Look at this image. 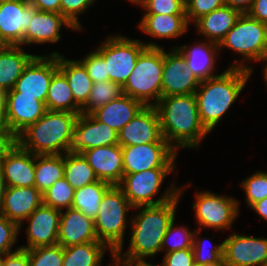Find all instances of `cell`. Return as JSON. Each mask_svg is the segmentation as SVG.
Here are the masks:
<instances>
[{
    "mask_svg": "<svg viewBox=\"0 0 267 266\" xmlns=\"http://www.w3.org/2000/svg\"><path fill=\"white\" fill-rule=\"evenodd\" d=\"M176 218L170 223L167 232L165 233L162 245L161 253L173 252L181 249H192L195 231L191 230L186 225L175 226Z\"/></svg>",
    "mask_w": 267,
    "mask_h": 266,
    "instance_id": "37",
    "label": "cell"
},
{
    "mask_svg": "<svg viewBox=\"0 0 267 266\" xmlns=\"http://www.w3.org/2000/svg\"><path fill=\"white\" fill-rule=\"evenodd\" d=\"M240 201L232 196L219 195L212 191H197L192 208L195 211L197 229L228 231L240 215Z\"/></svg>",
    "mask_w": 267,
    "mask_h": 266,
    "instance_id": "10",
    "label": "cell"
},
{
    "mask_svg": "<svg viewBox=\"0 0 267 266\" xmlns=\"http://www.w3.org/2000/svg\"><path fill=\"white\" fill-rule=\"evenodd\" d=\"M96 0H60V14L64 16L78 31H83V25L78 16L94 6ZM86 10V11H85Z\"/></svg>",
    "mask_w": 267,
    "mask_h": 266,
    "instance_id": "43",
    "label": "cell"
},
{
    "mask_svg": "<svg viewBox=\"0 0 267 266\" xmlns=\"http://www.w3.org/2000/svg\"><path fill=\"white\" fill-rule=\"evenodd\" d=\"M80 59L79 61L84 65L87 74L94 83L109 80L106 61L96 49H92L84 58Z\"/></svg>",
    "mask_w": 267,
    "mask_h": 266,
    "instance_id": "44",
    "label": "cell"
},
{
    "mask_svg": "<svg viewBox=\"0 0 267 266\" xmlns=\"http://www.w3.org/2000/svg\"><path fill=\"white\" fill-rule=\"evenodd\" d=\"M16 143L17 137L12 132L0 133V163Z\"/></svg>",
    "mask_w": 267,
    "mask_h": 266,
    "instance_id": "50",
    "label": "cell"
},
{
    "mask_svg": "<svg viewBox=\"0 0 267 266\" xmlns=\"http://www.w3.org/2000/svg\"><path fill=\"white\" fill-rule=\"evenodd\" d=\"M63 247L59 244L28 249L30 266H63Z\"/></svg>",
    "mask_w": 267,
    "mask_h": 266,
    "instance_id": "41",
    "label": "cell"
},
{
    "mask_svg": "<svg viewBox=\"0 0 267 266\" xmlns=\"http://www.w3.org/2000/svg\"><path fill=\"white\" fill-rule=\"evenodd\" d=\"M231 49L241 59H233L229 67L243 68L254 72L253 65L248 63L264 62L267 59V24L250 17L247 13L241 14L234 26L228 31L219 43L222 49ZM244 60V61H243ZM246 61V62H245Z\"/></svg>",
    "mask_w": 267,
    "mask_h": 266,
    "instance_id": "5",
    "label": "cell"
},
{
    "mask_svg": "<svg viewBox=\"0 0 267 266\" xmlns=\"http://www.w3.org/2000/svg\"><path fill=\"white\" fill-rule=\"evenodd\" d=\"M254 0H224V4L238 10L241 14L247 13Z\"/></svg>",
    "mask_w": 267,
    "mask_h": 266,
    "instance_id": "52",
    "label": "cell"
},
{
    "mask_svg": "<svg viewBox=\"0 0 267 266\" xmlns=\"http://www.w3.org/2000/svg\"><path fill=\"white\" fill-rule=\"evenodd\" d=\"M4 98H5V93L0 89V102L5 101Z\"/></svg>",
    "mask_w": 267,
    "mask_h": 266,
    "instance_id": "60",
    "label": "cell"
},
{
    "mask_svg": "<svg viewBox=\"0 0 267 266\" xmlns=\"http://www.w3.org/2000/svg\"><path fill=\"white\" fill-rule=\"evenodd\" d=\"M64 178L75 190L99 180L93 168L79 153L64 154Z\"/></svg>",
    "mask_w": 267,
    "mask_h": 266,
    "instance_id": "35",
    "label": "cell"
},
{
    "mask_svg": "<svg viewBox=\"0 0 267 266\" xmlns=\"http://www.w3.org/2000/svg\"><path fill=\"white\" fill-rule=\"evenodd\" d=\"M0 266H3V264H2V257H0Z\"/></svg>",
    "mask_w": 267,
    "mask_h": 266,
    "instance_id": "61",
    "label": "cell"
},
{
    "mask_svg": "<svg viewBox=\"0 0 267 266\" xmlns=\"http://www.w3.org/2000/svg\"><path fill=\"white\" fill-rule=\"evenodd\" d=\"M123 95V87L110 80L93 83L89 99L81 108V114H92L98 108Z\"/></svg>",
    "mask_w": 267,
    "mask_h": 266,
    "instance_id": "36",
    "label": "cell"
},
{
    "mask_svg": "<svg viewBox=\"0 0 267 266\" xmlns=\"http://www.w3.org/2000/svg\"><path fill=\"white\" fill-rule=\"evenodd\" d=\"M58 54V69L66 76L75 102L82 108L88 101L93 81L87 74L84 65L78 59H67L58 51L49 52V55Z\"/></svg>",
    "mask_w": 267,
    "mask_h": 266,
    "instance_id": "30",
    "label": "cell"
},
{
    "mask_svg": "<svg viewBox=\"0 0 267 266\" xmlns=\"http://www.w3.org/2000/svg\"><path fill=\"white\" fill-rule=\"evenodd\" d=\"M262 77L264 78V82H265V85L267 87V59L265 61V63L262 65Z\"/></svg>",
    "mask_w": 267,
    "mask_h": 266,
    "instance_id": "59",
    "label": "cell"
},
{
    "mask_svg": "<svg viewBox=\"0 0 267 266\" xmlns=\"http://www.w3.org/2000/svg\"><path fill=\"white\" fill-rule=\"evenodd\" d=\"M244 191L246 205L250 208L254 203L267 198V172L257 170L240 181Z\"/></svg>",
    "mask_w": 267,
    "mask_h": 266,
    "instance_id": "40",
    "label": "cell"
},
{
    "mask_svg": "<svg viewBox=\"0 0 267 266\" xmlns=\"http://www.w3.org/2000/svg\"><path fill=\"white\" fill-rule=\"evenodd\" d=\"M147 143H168L162 137L160 118L155 106H144L118 132V144L120 146H133Z\"/></svg>",
    "mask_w": 267,
    "mask_h": 266,
    "instance_id": "18",
    "label": "cell"
},
{
    "mask_svg": "<svg viewBox=\"0 0 267 266\" xmlns=\"http://www.w3.org/2000/svg\"><path fill=\"white\" fill-rule=\"evenodd\" d=\"M19 233V226L0 214V257L15 251Z\"/></svg>",
    "mask_w": 267,
    "mask_h": 266,
    "instance_id": "46",
    "label": "cell"
},
{
    "mask_svg": "<svg viewBox=\"0 0 267 266\" xmlns=\"http://www.w3.org/2000/svg\"><path fill=\"white\" fill-rule=\"evenodd\" d=\"M194 266H227L224 257L219 258L217 261L209 262L204 265L195 264Z\"/></svg>",
    "mask_w": 267,
    "mask_h": 266,
    "instance_id": "57",
    "label": "cell"
},
{
    "mask_svg": "<svg viewBox=\"0 0 267 266\" xmlns=\"http://www.w3.org/2000/svg\"><path fill=\"white\" fill-rule=\"evenodd\" d=\"M6 187H33L35 183V155L18 143L0 163Z\"/></svg>",
    "mask_w": 267,
    "mask_h": 266,
    "instance_id": "23",
    "label": "cell"
},
{
    "mask_svg": "<svg viewBox=\"0 0 267 266\" xmlns=\"http://www.w3.org/2000/svg\"><path fill=\"white\" fill-rule=\"evenodd\" d=\"M162 266H194L192 249H181L164 254Z\"/></svg>",
    "mask_w": 267,
    "mask_h": 266,
    "instance_id": "47",
    "label": "cell"
},
{
    "mask_svg": "<svg viewBox=\"0 0 267 266\" xmlns=\"http://www.w3.org/2000/svg\"><path fill=\"white\" fill-rule=\"evenodd\" d=\"M148 260H133V261H123L127 266H162V264H155L152 261L149 263Z\"/></svg>",
    "mask_w": 267,
    "mask_h": 266,
    "instance_id": "55",
    "label": "cell"
},
{
    "mask_svg": "<svg viewBox=\"0 0 267 266\" xmlns=\"http://www.w3.org/2000/svg\"><path fill=\"white\" fill-rule=\"evenodd\" d=\"M223 5L224 0H186L185 14L189 25Z\"/></svg>",
    "mask_w": 267,
    "mask_h": 266,
    "instance_id": "45",
    "label": "cell"
},
{
    "mask_svg": "<svg viewBox=\"0 0 267 266\" xmlns=\"http://www.w3.org/2000/svg\"><path fill=\"white\" fill-rule=\"evenodd\" d=\"M1 132H11L6 117L5 101L0 102V133Z\"/></svg>",
    "mask_w": 267,
    "mask_h": 266,
    "instance_id": "54",
    "label": "cell"
},
{
    "mask_svg": "<svg viewBox=\"0 0 267 266\" xmlns=\"http://www.w3.org/2000/svg\"><path fill=\"white\" fill-rule=\"evenodd\" d=\"M171 48H176L183 55L186 66L200 82L220 75L215 72L217 59L220 58L219 44L200 39L196 43L193 41V45H175Z\"/></svg>",
    "mask_w": 267,
    "mask_h": 266,
    "instance_id": "21",
    "label": "cell"
},
{
    "mask_svg": "<svg viewBox=\"0 0 267 266\" xmlns=\"http://www.w3.org/2000/svg\"><path fill=\"white\" fill-rule=\"evenodd\" d=\"M43 195L35 187H6L0 214L20 226L39 206Z\"/></svg>",
    "mask_w": 267,
    "mask_h": 266,
    "instance_id": "25",
    "label": "cell"
},
{
    "mask_svg": "<svg viewBox=\"0 0 267 266\" xmlns=\"http://www.w3.org/2000/svg\"><path fill=\"white\" fill-rule=\"evenodd\" d=\"M131 210L133 207L118 185H112L105 192L94 225L98 240L114 253L124 248L125 235H129L125 232L131 222V216H127Z\"/></svg>",
    "mask_w": 267,
    "mask_h": 266,
    "instance_id": "6",
    "label": "cell"
},
{
    "mask_svg": "<svg viewBox=\"0 0 267 266\" xmlns=\"http://www.w3.org/2000/svg\"><path fill=\"white\" fill-rule=\"evenodd\" d=\"M162 137L178 152L198 149L209 132L199 118L194 93L162 97L155 105Z\"/></svg>",
    "mask_w": 267,
    "mask_h": 266,
    "instance_id": "2",
    "label": "cell"
},
{
    "mask_svg": "<svg viewBox=\"0 0 267 266\" xmlns=\"http://www.w3.org/2000/svg\"><path fill=\"white\" fill-rule=\"evenodd\" d=\"M77 113L49 111L17 136V143L34 155L65 154Z\"/></svg>",
    "mask_w": 267,
    "mask_h": 266,
    "instance_id": "4",
    "label": "cell"
},
{
    "mask_svg": "<svg viewBox=\"0 0 267 266\" xmlns=\"http://www.w3.org/2000/svg\"><path fill=\"white\" fill-rule=\"evenodd\" d=\"M162 97L195 93L200 81L185 64V58L176 49L163 48Z\"/></svg>",
    "mask_w": 267,
    "mask_h": 266,
    "instance_id": "14",
    "label": "cell"
},
{
    "mask_svg": "<svg viewBox=\"0 0 267 266\" xmlns=\"http://www.w3.org/2000/svg\"><path fill=\"white\" fill-rule=\"evenodd\" d=\"M4 100L7 122L16 137L47 111L45 103L36 99V96L22 95L20 92H5Z\"/></svg>",
    "mask_w": 267,
    "mask_h": 266,
    "instance_id": "19",
    "label": "cell"
},
{
    "mask_svg": "<svg viewBox=\"0 0 267 266\" xmlns=\"http://www.w3.org/2000/svg\"><path fill=\"white\" fill-rule=\"evenodd\" d=\"M57 70L58 54H38L24 68L14 88L7 92H20L22 95L36 96V99L45 103L52 76Z\"/></svg>",
    "mask_w": 267,
    "mask_h": 266,
    "instance_id": "13",
    "label": "cell"
},
{
    "mask_svg": "<svg viewBox=\"0 0 267 266\" xmlns=\"http://www.w3.org/2000/svg\"><path fill=\"white\" fill-rule=\"evenodd\" d=\"M46 109L49 111L81 113V107L75 102L66 76L58 69L52 76L47 91Z\"/></svg>",
    "mask_w": 267,
    "mask_h": 266,
    "instance_id": "32",
    "label": "cell"
},
{
    "mask_svg": "<svg viewBox=\"0 0 267 266\" xmlns=\"http://www.w3.org/2000/svg\"><path fill=\"white\" fill-rule=\"evenodd\" d=\"M62 178H64V154L35 155L34 186L41 193Z\"/></svg>",
    "mask_w": 267,
    "mask_h": 266,
    "instance_id": "33",
    "label": "cell"
},
{
    "mask_svg": "<svg viewBox=\"0 0 267 266\" xmlns=\"http://www.w3.org/2000/svg\"><path fill=\"white\" fill-rule=\"evenodd\" d=\"M6 1H9V0H0V3L6 2Z\"/></svg>",
    "mask_w": 267,
    "mask_h": 266,
    "instance_id": "62",
    "label": "cell"
},
{
    "mask_svg": "<svg viewBox=\"0 0 267 266\" xmlns=\"http://www.w3.org/2000/svg\"><path fill=\"white\" fill-rule=\"evenodd\" d=\"M118 144V132L98 121L92 114H79L71 130L67 153Z\"/></svg>",
    "mask_w": 267,
    "mask_h": 266,
    "instance_id": "12",
    "label": "cell"
},
{
    "mask_svg": "<svg viewBox=\"0 0 267 266\" xmlns=\"http://www.w3.org/2000/svg\"><path fill=\"white\" fill-rule=\"evenodd\" d=\"M2 264L3 266H30L28 250L16 247L15 251L2 256Z\"/></svg>",
    "mask_w": 267,
    "mask_h": 266,
    "instance_id": "48",
    "label": "cell"
},
{
    "mask_svg": "<svg viewBox=\"0 0 267 266\" xmlns=\"http://www.w3.org/2000/svg\"><path fill=\"white\" fill-rule=\"evenodd\" d=\"M87 242H100L95 231L94 219L72 207L61 210L58 244L65 248Z\"/></svg>",
    "mask_w": 267,
    "mask_h": 266,
    "instance_id": "24",
    "label": "cell"
},
{
    "mask_svg": "<svg viewBox=\"0 0 267 266\" xmlns=\"http://www.w3.org/2000/svg\"><path fill=\"white\" fill-rule=\"evenodd\" d=\"M35 56L20 45H3L0 48V89L4 93L14 88L24 68Z\"/></svg>",
    "mask_w": 267,
    "mask_h": 266,
    "instance_id": "27",
    "label": "cell"
},
{
    "mask_svg": "<svg viewBox=\"0 0 267 266\" xmlns=\"http://www.w3.org/2000/svg\"><path fill=\"white\" fill-rule=\"evenodd\" d=\"M163 48L153 41L145 43L140 39L108 35L96 50L104 57L109 80L122 87L127 82L140 53L146 48Z\"/></svg>",
    "mask_w": 267,
    "mask_h": 266,
    "instance_id": "9",
    "label": "cell"
},
{
    "mask_svg": "<svg viewBox=\"0 0 267 266\" xmlns=\"http://www.w3.org/2000/svg\"><path fill=\"white\" fill-rule=\"evenodd\" d=\"M175 168H154L133 174H124L118 185L133 208L153 206L173 200L179 194V187L174 183L165 188L157 199L165 178L172 174Z\"/></svg>",
    "mask_w": 267,
    "mask_h": 266,
    "instance_id": "8",
    "label": "cell"
},
{
    "mask_svg": "<svg viewBox=\"0 0 267 266\" xmlns=\"http://www.w3.org/2000/svg\"><path fill=\"white\" fill-rule=\"evenodd\" d=\"M163 48L146 47L138 56L135 67L123 86V94L155 106L162 98Z\"/></svg>",
    "mask_w": 267,
    "mask_h": 266,
    "instance_id": "7",
    "label": "cell"
},
{
    "mask_svg": "<svg viewBox=\"0 0 267 266\" xmlns=\"http://www.w3.org/2000/svg\"><path fill=\"white\" fill-rule=\"evenodd\" d=\"M227 266H263L267 263V238L231 233L223 240Z\"/></svg>",
    "mask_w": 267,
    "mask_h": 266,
    "instance_id": "15",
    "label": "cell"
},
{
    "mask_svg": "<svg viewBox=\"0 0 267 266\" xmlns=\"http://www.w3.org/2000/svg\"><path fill=\"white\" fill-rule=\"evenodd\" d=\"M75 189L71 184L62 178L42 193L43 204L59 210L71 208Z\"/></svg>",
    "mask_w": 267,
    "mask_h": 266,
    "instance_id": "38",
    "label": "cell"
},
{
    "mask_svg": "<svg viewBox=\"0 0 267 266\" xmlns=\"http://www.w3.org/2000/svg\"><path fill=\"white\" fill-rule=\"evenodd\" d=\"M247 14L260 22L267 24V0H254Z\"/></svg>",
    "mask_w": 267,
    "mask_h": 266,
    "instance_id": "49",
    "label": "cell"
},
{
    "mask_svg": "<svg viewBox=\"0 0 267 266\" xmlns=\"http://www.w3.org/2000/svg\"><path fill=\"white\" fill-rule=\"evenodd\" d=\"M179 153L169 143L122 146L124 174L154 168H176Z\"/></svg>",
    "mask_w": 267,
    "mask_h": 266,
    "instance_id": "11",
    "label": "cell"
},
{
    "mask_svg": "<svg viewBox=\"0 0 267 266\" xmlns=\"http://www.w3.org/2000/svg\"><path fill=\"white\" fill-rule=\"evenodd\" d=\"M200 233H203V230L196 229L194 233L192 248L194 254V263L204 265L209 262L217 261L219 258L223 257V241L219 242L217 245H213V242L210 241V238L208 239L206 237L204 238L199 236ZM207 243H211V245L208 246Z\"/></svg>",
    "mask_w": 267,
    "mask_h": 266,
    "instance_id": "39",
    "label": "cell"
},
{
    "mask_svg": "<svg viewBox=\"0 0 267 266\" xmlns=\"http://www.w3.org/2000/svg\"><path fill=\"white\" fill-rule=\"evenodd\" d=\"M241 13L228 5L199 18L193 25L206 40L219 44L234 26Z\"/></svg>",
    "mask_w": 267,
    "mask_h": 266,
    "instance_id": "28",
    "label": "cell"
},
{
    "mask_svg": "<svg viewBox=\"0 0 267 266\" xmlns=\"http://www.w3.org/2000/svg\"><path fill=\"white\" fill-rule=\"evenodd\" d=\"M111 186L107 182L98 180L76 189L71 207L94 219L97 216L105 192Z\"/></svg>",
    "mask_w": 267,
    "mask_h": 266,
    "instance_id": "34",
    "label": "cell"
},
{
    "mask_svg": "<svg viewBox=\"0 0 267 266\" xmlns=\"http://www.w3.org/2000/svg\"><path fill=\"white\" fill-rule=\"evenodd\" d=\"M6 190V184H5V180L2 176L1 170H0V208L2 205V201H3V196Z\"/></svg>",
    "mask_w": 267,
    "mask_h": 266,
    "instance_id": "56",
    "label": "cell"
},
{
    "mask_svg": "<svg viewBox=\"0 0 267 266\" xmlns=\"http://www.w3.org/2000/svg\"><path fill=\"white\" fill-rule=\"evenodd\" d=\"M98 179L119 185L124 176L122 146L119 144L90 148L81 153Z\"/></svg>",
    "mask_w": 267,
    "mask_h": 266,
    "instance_id": "22",
    "label": "cell"
},
{
    "mask_svg": "<svg viewBox=\"0 0 267 266\" xmlns=\"http://www.w3.org/2000/svg\"><path fill=\"white\" fill-rule=\"evenodd\" d=\"M137 26L144 34L158 40L179 39L190 27L186 14H144Z\"/></svg>",
    "mask_w": 267,
    "mask_h": 266,
    "instance_id": "26",
    "label": "cell"
},
{
    "mask_svg": "<svg viewBox=\"0 0 267 266\" xmlns=\"http://www.w3.org/2000/svg\"><path fill=\"white\" fill-rule=\"evenodd\" d=\"M189 184L179 186V194L168 202L153 206L133 208L131 233L126 251L119 249L115 255L122 261L153 259L161 252L162 240L170 223L176 217V210ZM135 209H137L135 211Z\"/></svg>",
    "mask_w": 267,
    "mask_h": 266,
    "instance_id": "1",
    "label": "cell"
},
{
    "mask_svg": "<svg viewBox=\"0 0 267 266\" xmlns=\"http://www.w3.org/2000/svg\"><path fill=\"white\" fill-rule=\"evenodd\" d=\"M106 251L115 253L103 242H87L63 248V266H101Z\"/></svg>",
    "mask_w": 267,
    "mask_h": 266,
    "instance_id": "31",
    "label": "cell"
},
{
    "mask_svg": "<svg viewBox=\"0 0 267 266\" xmlns=\"http://www.w3.org/2000/svg\"><path fill=\"white\" fill-rule=\"evenodd\" d=\"M112 263H108L106 266H127L122 260H120L116 255L112 257Z\"/></svg>",
    "mask_w": 267,
    "mask_h": 266,
    "instance_id": "58",
    "label": "cell"
},
{
    "mask_svg": "<svg viewBox=\"0 0 267 266\" xmlns=\"http://www.w3.org/2000/svg\"><path fill=\"white\" fill-rule=\"evenodd\" d=\"M143 107L140 101L123 94L98 108L92 115L98 121L119 132Z\"/></svg>",
    "mask_w": 267,
    "mask_h": 266,
    "instance_id": "29",
    "label": "cell"
},
{
    "mask_svg": "<svg viewBox=\"0 0 267 266\" xmlns=\"http://www.w3.org/2000/svg\"><path fill=\"white\" fill-rule=\"evenodd\" d=\"M62 27L78 31L64 16L56 12L37 10L24 32V46L56 44L62 38Z\"/></svg>",
    "mask_w": 267,
    "mask_h": 266,
    "instance_id": "20",
    "label": "cell"
},
{
    "mask_svg": "<svg viewBox=\"0 0 267 266\" xmlns=\"http://www.w3.org/2000/svg\"><path fill=\"white\" fill-rule=\"evenodd\" d=\"M250 209L259 215L261 220L267 221V198L257 201Z\"/></svg>",
    "mask_w": 267,
    "mask_h": 266,
    "instance_id": "53",
    "label": "cell"
},
{
    "mask_svg": "<svg viewBox=\"0 0 267 266\" xmlns=\"http://www.w3.org/2000/svg\"><path fill=\"white\" fill-rule=\"evenodd\" d=\"M36 11L28 0L0 3V41L3 45L24 46V32Z\"/></svg>",
    "mask_w": 267,
    "mask_h": 266,
    "instance_id": "17",
    "label": "cell"
},
{
    "mask_svg": "<svg viewBox=\"0 0 267 266\" xmlns=\"http://www.w3.org/2000/svg\"><path fill=\"white\" fill-rule=\"evenodd\" d=\"M130 3L144 9V14H185L184 0H132Z\"/></svg>",
    "mask_w": 267,
    "mask_h": 266,
    "instance_id": "42",
    "label": "cell"
},
{
    "mask_svg": "<svg viewBox=\"0 0 267 266\" xmlns=\"http://www.w3.org/2000/svg\"><path fill=\"white\" fill-rule=\"evenodd\" d=\"M61 210L42 204L23 223L27 224L26 239L27 245L19 246L28 250L40 246H52L58 244L59 224Z\"/></svg>",
    "mask_w": 267,
    "mask_h": 266,
    "instance_id": "16",
    "label": "cell"
},
{
    "mask_svg": "<svg viewBox=\"0 0 267 266\" xmlns=\"http://www.w3.org/2000/svg\"><path fill=\"white\" fill-rule=\"evenodd\" d=\"M39 11L60 13V0H28Z\"/></svg>",
    "mask_w": 267,
    "mask_h": 266,
    "instance_id": "51",
    "label": "cell"
},
{
    "mask_svg": "<svg viewBox=\"0 0 267 266\" xmlns=\"http://www.w3.org/2000/svg\"><path fill=\"white\" fill-rule=\"evenodd\" d=\"M253 72L228 67L220 75L200 82L195 94L199 118L211 133L245 89Z\"/></svg>",
    "mask_w": 267,
    "mask_h": 266,
    "instance_id": "3",
    "label": "cell"
}]
</instances>
